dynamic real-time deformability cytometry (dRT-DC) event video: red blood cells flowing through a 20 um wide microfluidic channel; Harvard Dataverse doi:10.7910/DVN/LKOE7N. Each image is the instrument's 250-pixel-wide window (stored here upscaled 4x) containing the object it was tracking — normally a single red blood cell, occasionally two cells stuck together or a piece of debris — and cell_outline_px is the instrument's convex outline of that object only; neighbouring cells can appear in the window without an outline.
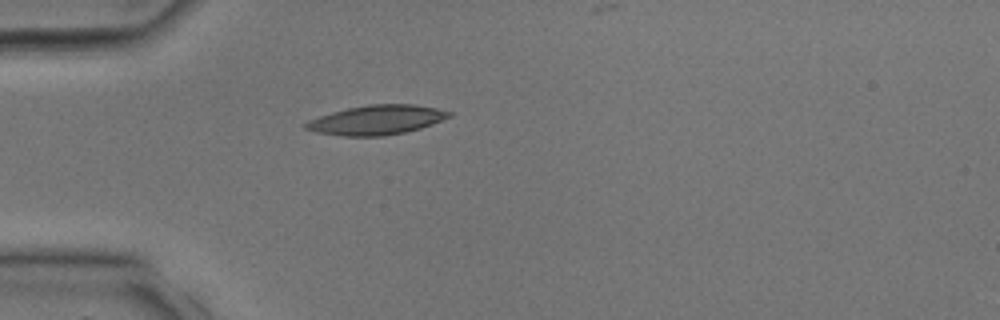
{"species": "common noctule bat (a hibernating species)", "species_latin": "Nyctalus noctula", "temperature_condition": "room temperature", "stored_images_in_passage": 22, "camera_frame_rate_fps": 3000, "um_per_image_px": 0.085, "animal": {"sex": "male", "body_mass_g": 17.9, "forearm_length_mm": 54.2}, "frame": {"image": 1, "passage_image": 1, "time_ms": 0.0, "image_size_px": [1000, 320], "cell_outline_px": [[452, 116], [432, 124], [420, 128], [404, 132], [384, 136], [344, 136], [316, 132], [304, 128], [304, 124], [308, 120], [332, 112], [348, 108], [368, 104], [412, 104], [436, 108], [452, 112]], "centroid_in_image_um": [32.01, 10.19], "position_along_channel_um": 53.0, "area_um2": 24.51}}
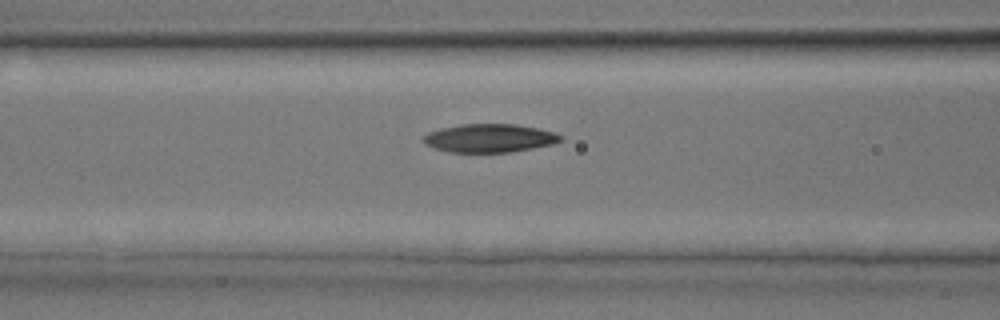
{"frame": {"image": 2, "passage_image": 5, "time_ms": 1.333, "image_size_px": [1000, 320], "cell_outline_px": [[564, 140], [552, 144], [512, 152], [448, 152], [432, 148], [424, 144], [420, 140], [420, 136], [428, 132], [440, 128], [460, 124], [516, 124], [540, 128], [556, 132], [564, 136]], "centroid_in_image_um": [41.58, 11.74], "position_along_channel_um": 125.0, "area_um2": 23.24}}
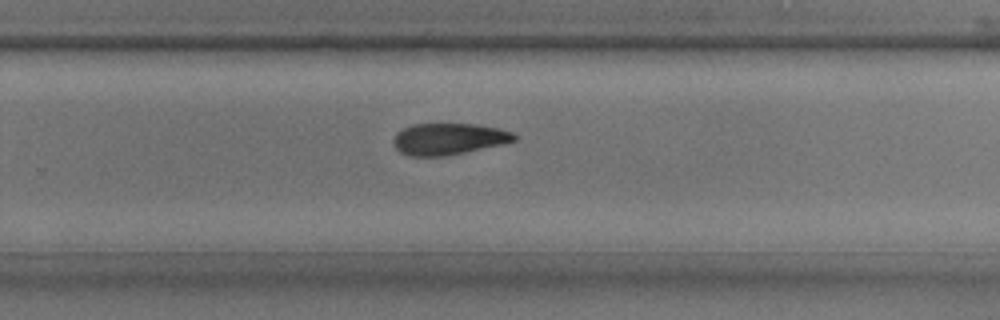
{"frame": {"image": 3, "passage_image": 13, "time_ms": 4.0, "image_size_px": [1000, 320], "cell_outline_px": [[516, 140], [504, 144], [448, 156], [408, 156], [400, 152], [396, 148], [392, 140], [396, 132], [412, 124], [476, 124], [496, 128], [512, 132], [516, 136]], "centroid_in_image_um": [38.11, 11.82], "position_along_channel_um": 291.7, "area_um2": 22.31}}